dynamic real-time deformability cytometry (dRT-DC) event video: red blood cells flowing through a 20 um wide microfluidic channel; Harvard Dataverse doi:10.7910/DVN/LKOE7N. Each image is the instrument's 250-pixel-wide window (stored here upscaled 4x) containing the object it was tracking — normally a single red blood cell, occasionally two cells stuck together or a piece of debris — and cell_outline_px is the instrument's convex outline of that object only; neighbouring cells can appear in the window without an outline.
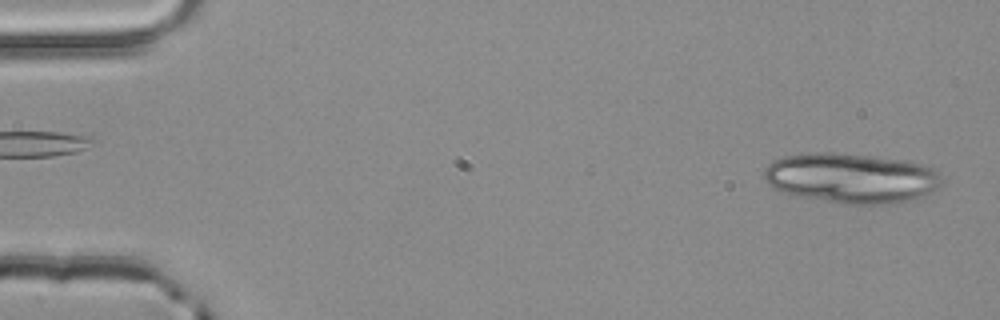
{"species": "common noctule bat (a hibernating species)", "species_latin": "Nyctalus noctula", "temperature_condition": "room temperature", "stored_images_in_passage": 4, "segment_of_instrument_passage": [2, 2], "camera_frame_rate_fps": 3000, "um_per_image_px": 0.085, "animal": {"sex": "male", "body_mass_g": 20.4}, "frame": {"image": 1, "passage_image": 4, "time_ms": 1.0, "image_size_px": [1000, 320], "cell_outline_px": [[940, 184], [936, 188], [924, 196], [912, 200], [896, 204], [844, 204], [796, 196], [772, 188], [764, 180], [764, 168], [768, 164], [784, 156], [808, 152], [832, 152], [868, 156], [900, 160], [924, 164], [940, 172]], "centroid_in_image_um": [72.33, 15.15], "position_along_channel_um": 12.7, "area_um2": 52.02}}